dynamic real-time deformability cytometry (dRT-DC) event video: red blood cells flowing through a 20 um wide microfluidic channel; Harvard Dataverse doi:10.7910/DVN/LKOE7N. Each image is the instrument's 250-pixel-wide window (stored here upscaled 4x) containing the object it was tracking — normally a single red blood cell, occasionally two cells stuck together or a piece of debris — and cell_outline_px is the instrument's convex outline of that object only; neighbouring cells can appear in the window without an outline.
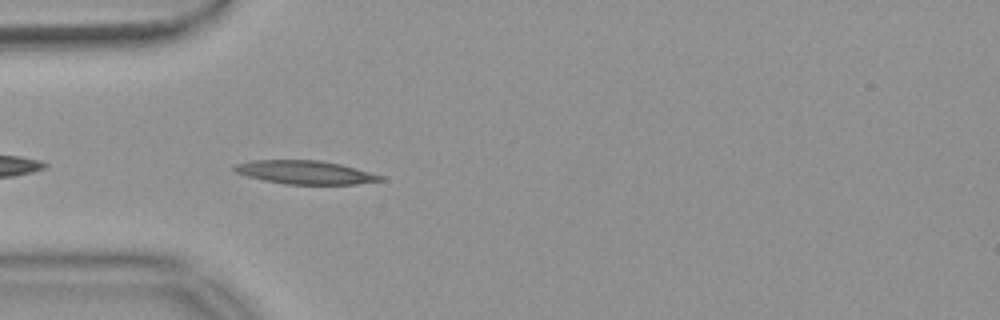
{"species": "common noctule bat (a hibernating species)", "species_latin": "Nyctalus noctula", "temperature_condition": "warm", "stored_images_in_passage": 5, "camera_frame_rate_fps": 3000, "um_per_image_px": 0.085, "animal": {"sex": "female", "body_mass_g": 18.4}, "frame": {"image": 1, "passage_image": 2, "time_ms": 0.333, "image_size_px": [1000, 320], "cell_outline_px": [[384, 180], [356, 184], [284, 184], [264, 180], [248, 176], [236, 172], [232, 168], [232, 164], [252, 160], [320, 160], [340, 164], [356, 168], [384, 176]], "centroid_in_image_um": [25.92, 14.64], "position_along_channel_um": 59.1, "area_um2": 20.0}}